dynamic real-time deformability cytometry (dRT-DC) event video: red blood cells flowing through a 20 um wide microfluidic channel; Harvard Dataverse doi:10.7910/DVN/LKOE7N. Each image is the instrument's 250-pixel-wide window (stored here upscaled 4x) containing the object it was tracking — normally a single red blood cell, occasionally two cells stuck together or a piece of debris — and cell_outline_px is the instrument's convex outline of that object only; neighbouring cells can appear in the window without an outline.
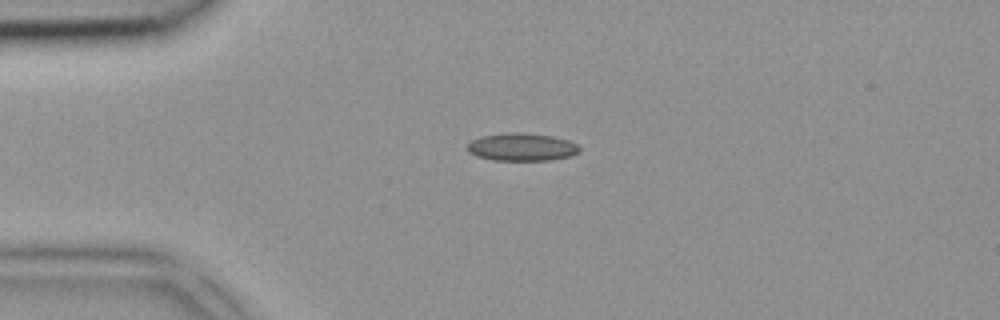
{"species": "common noctule bat (a hibernating species)", "species_latin": "Nyctalus noctula", "temperature_condition": "room temperature", "stored_images_in_passage": 4, "camera_frame_rate_fps": 3000, "um_per_image_px": 0.085, "animal": {"sex": "female", "body_mass_g": 18.4}, "frame": {"image": 1, "passage_image": 3, "time_ms": 0.667, "image_size_px": [1000, 320], "cell_outline_px": [[580, 152], [568, 156], [552, 160], [492, 160], [476, 156], [468, 152], [464, 148], [472, 140], [480, 136], [504, 132], [528, 132], [552, 136], [568, 140], [576, 144], [580, 148]], "centroid_in_image_um": [44.3, 12.48], "position_along_channel_um": 40.7, "area_um2": 18.44}}